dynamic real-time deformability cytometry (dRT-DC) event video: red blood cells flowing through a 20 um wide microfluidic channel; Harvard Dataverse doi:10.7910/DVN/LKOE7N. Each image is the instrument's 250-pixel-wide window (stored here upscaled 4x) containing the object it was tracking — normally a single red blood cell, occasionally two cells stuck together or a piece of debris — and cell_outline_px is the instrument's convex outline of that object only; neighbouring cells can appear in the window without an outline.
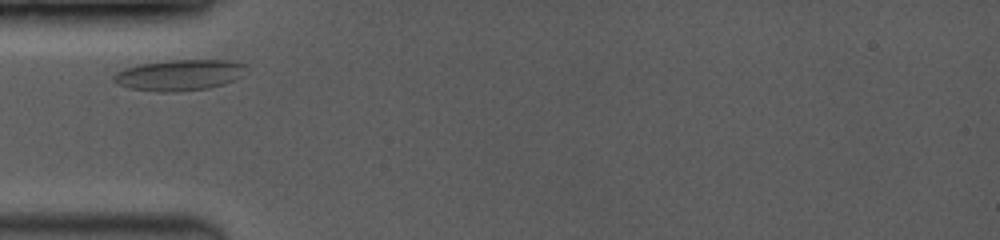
{"species": "common noctule bat (a hibernating species)", "species_latin": "Nyctalus noctula", "temperature_condition": "room temperature", "stored_images_in_passage": 7, "camera_frame_rate_fps": 3500, "um_per_image_px": 0.085, "animal": {"sex": "female", "body_mass_g": 19.0, "forearm_length_mm": 53.3}, "frame": {"image": 1, "passage_image": 1, "time_ms": 0.0, "image_size_px": [1000, 240], "cell_outline_px": [[248, 64], [240, 76], [224, 84], [208, 88], [172, 92], [164, 92], [128, 88], [112, 80], [112, 76], [116, 72], [124, 68], [140, 64], [172, 60], [228, 60]], "centroid_in_image_um": [15.23, 6.37], "position_along_channel_um": 69.8, "area_um2": 23.7}}
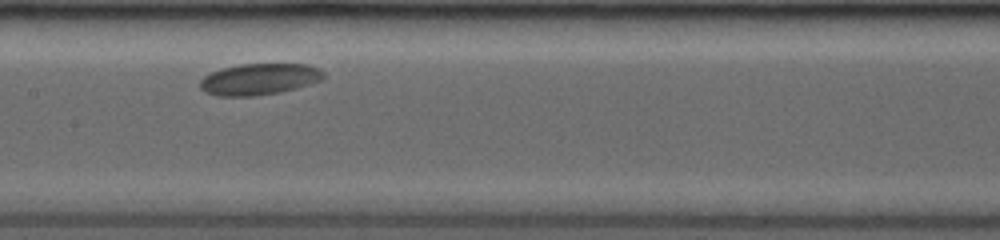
{"frame": {"image": 2, "passage_image": 4, "time_ms": 3.143, "image_size_px": [1000, 240], "cell_outline_px": [[324, 80], [312, 84], [280, 92], [256, 96], [216, 96], [204, 92], [200, 88], [200, 80], [204, 76], [212, 72], [224, 68], [240, 64], [304, 64], [316, 68], [324, 72]], "centroid_in_image_um": [22.04, 6.74], "position_along_channel_um": 185.4, "area_um2": 22.66}}
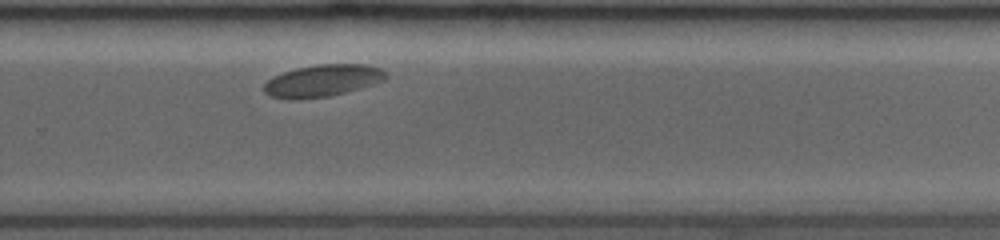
{"frame": {"image": 3, "passage_image": 7, "time_ms": 6.286, "image_size_px": [1000, 240], "cell_outline_px": [[388, 76], [384, 80], [372, 84], [344, 92], [328, 96], [296, 100], [292, 100], [272, 96], [264, 92], [264, 84], [272, 76], [296, 68], [316, 64], [364, 64], [380, 68], [388, 72]], "centroid_in_image_um": [27.41, 6.85], "position_along_channel_um": 302.4, "area_um2": 22.66}}